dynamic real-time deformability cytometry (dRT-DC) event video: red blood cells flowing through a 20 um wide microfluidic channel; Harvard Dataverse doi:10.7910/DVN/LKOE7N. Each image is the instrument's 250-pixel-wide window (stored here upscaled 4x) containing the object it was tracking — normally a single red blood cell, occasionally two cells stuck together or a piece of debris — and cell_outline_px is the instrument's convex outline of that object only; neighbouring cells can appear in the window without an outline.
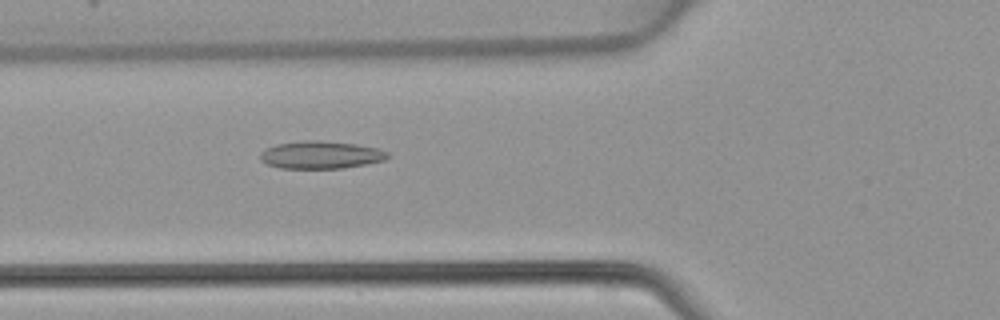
{"species": "common noctule bat (a hibernating species)", "species_latin": "Nyctalus noctula", "temperature_condition": "warm", "stored_images_in_passage": 48, "camera_frame_rate_fps": 3000, "um_per_image_px": 0.085, "animal": {"sex": "female", "body_mass_g": 22.7, "forearm_length_mm": 54.2}, "frame": {"image": 1, "passage_image": 18, "time_ms": 5.667, "image_size_px": [1000, 320], "cell_outline_px": [[392, 156], [384, 160], [344, 168], [280, 168], [268, 164], [260, 160], [260, 152], [276, 144], [304, 140], [320, 140], [356, 144], [380, 148], [388, 152]], "centroid_in_image_um": [27.3, 13.15], "position_along_channel_um": 98.5, "area_um2": 20.58}}
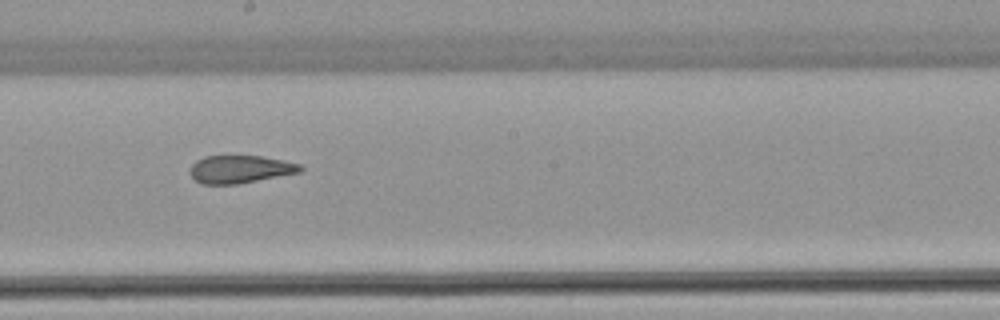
{"frame": {"image": 2, "passage_image": 27, "time_ms": 8.667, "image_size_px": [1000, 320], "cell_outline_px": [[304, 168], [300, 172], [236, 184], [200, 184], [188, 172], [192, 164], [196, 160], [204, 156], [260, 156], [284, 160], [300, 164]], "centroid_in_image_um": [20.38, 14.38], "position_along_channel_um": 227.8, "area_um2": 17.8}}
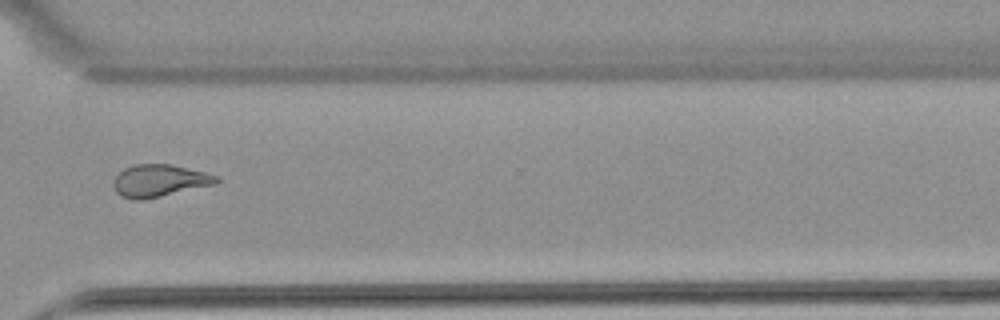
{"frame": {"image": 3, "passage_image": 36, "time_ms": 11.667, "image_size_px": [1000, 320], "cell_outline_px": [[220, 180], [216, 184], [144, 200], [132, 200], [120, 196], [116, 192], [112, 184], [116, 176], [124, 168], [136, 164], [172, 164], [220, 176]], "centroid_in_image_um": [13.55, 15.37], "position_along_channel_um": 357.0, "area_um2": 19.54}}